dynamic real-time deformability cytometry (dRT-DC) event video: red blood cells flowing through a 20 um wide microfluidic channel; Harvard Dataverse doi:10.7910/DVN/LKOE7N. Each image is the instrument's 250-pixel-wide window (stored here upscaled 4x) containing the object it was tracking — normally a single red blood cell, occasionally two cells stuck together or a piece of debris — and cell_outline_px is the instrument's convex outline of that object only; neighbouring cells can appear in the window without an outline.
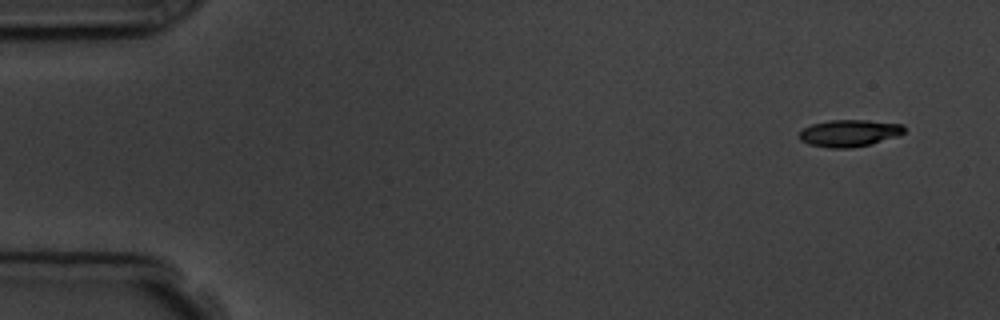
{"species": "common noctule bat (a hibernating species)", "species_latin": "Nyctalus noctula", "temperature_condition": "room temperature", "stored_images_in_passage": 5, "camera_frame_rate_fps": 3000, "um_per_image_px": 0.085, "animal": {"sex": "male", "body_mass_g": 19.5, "forearm_length_mm": 54.6}, "frame": {"image": 1, "passage_image": 1, "time_ms": 0.0, "image_size_px": [1000, 320], "cell_outline_px": [[904, 132], [900, 136], [872, 144], [852, 148], [828, 148], [808, 144], [800, 140], [800, 132], [804, 128], [812, 124], [832, 120], [868, 120], [904, 124]], "centroid_in_image_um": [72.23, 11.32], "position_along_channel_um": 12.8, "area_um2": 16.65}}
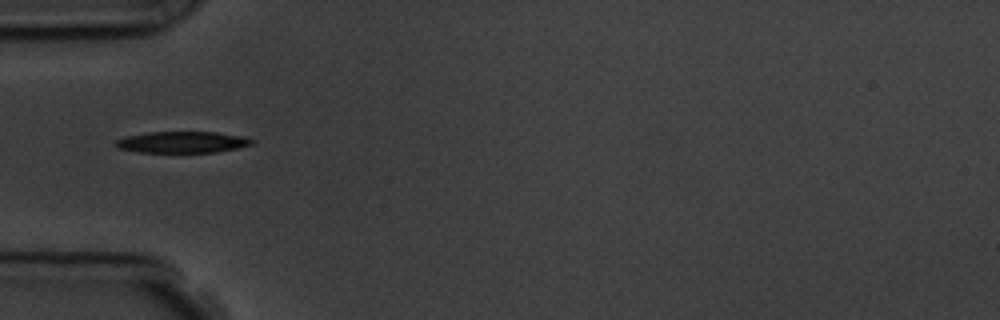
{"frame": {"image": 2, "passage_image": 5, "time_ms": 4.667, "image_size_px": [1000, 320], "cell_outline_px": [[256, 140], [252, 144], [236, 148], [216, 152], [140, 152], [116, 148], [116, 140], [128, 136], [148, 132], [216, 132], [244, 136]], "centroid_in_image_um": [15.53, 12.08], "position_along_channel_um": 69.5, "area_um2": 16.88}}